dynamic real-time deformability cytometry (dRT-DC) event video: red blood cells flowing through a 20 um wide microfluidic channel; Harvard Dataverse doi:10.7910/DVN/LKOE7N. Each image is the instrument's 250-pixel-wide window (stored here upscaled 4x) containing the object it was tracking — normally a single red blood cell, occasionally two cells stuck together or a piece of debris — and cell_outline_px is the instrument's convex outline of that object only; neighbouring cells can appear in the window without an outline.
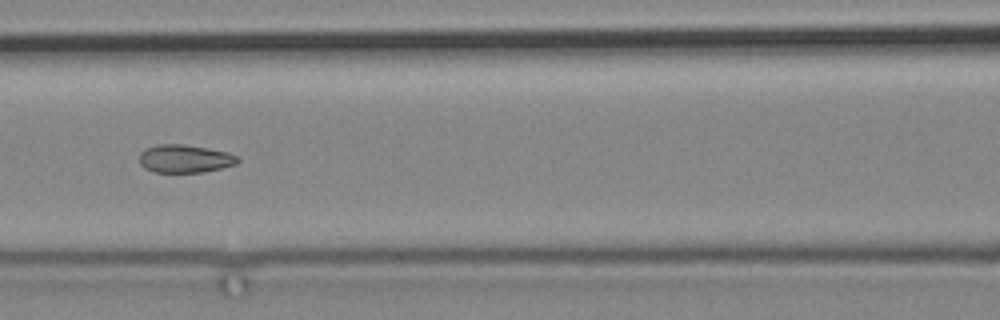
{"species": "common noctule bat (a hibernating species)", "species_latin": "Nyctalus noctula", "temperature_condition": "cold", "stored_images_in_passage": 4, "camera_frame_rate_fps": 3000, "um_per_image_px": 0.085, "animal": {"sex": "male", "body_mass_g": 19.2, "forearm_length_mm": 51.8}, "frame": {"image": 1, "passage_image": 3, "time_ms": 2.333, "image_size_px": [1000, 320], "cell_outline_px": [[240, 160], [236, 164], [204, 172], [152, 172], [144, 168], [140, 164], [140, 152], [148, 148], [160, 144], [184, 144], [208, 148], [228, 152], [236, 156]], "centroid_in_image_um": [15.71, 13.49], "position_along_channel_um": 150.9, "area_um2": 16.01}}
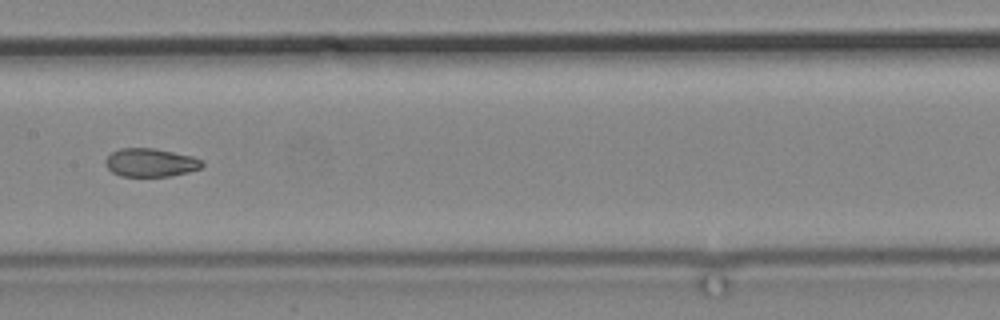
{"frame": {"image": 2, "passage_image": 4, "time_ms": 3.667, "image_size_px": [1000, 320], "cell_outline_px": [[204, 164], [200, 168], [188, 172], [168, 176], [120, 176], [112, 172], [104, 164], [104, 160], [112, 152], [120, 148], [156, 148], [192, 156], [204, 160]], "centroid_in_image_um": [12.79, 13.81], "position_along_channel_um": 194.6, "area_um2": 16.07}}